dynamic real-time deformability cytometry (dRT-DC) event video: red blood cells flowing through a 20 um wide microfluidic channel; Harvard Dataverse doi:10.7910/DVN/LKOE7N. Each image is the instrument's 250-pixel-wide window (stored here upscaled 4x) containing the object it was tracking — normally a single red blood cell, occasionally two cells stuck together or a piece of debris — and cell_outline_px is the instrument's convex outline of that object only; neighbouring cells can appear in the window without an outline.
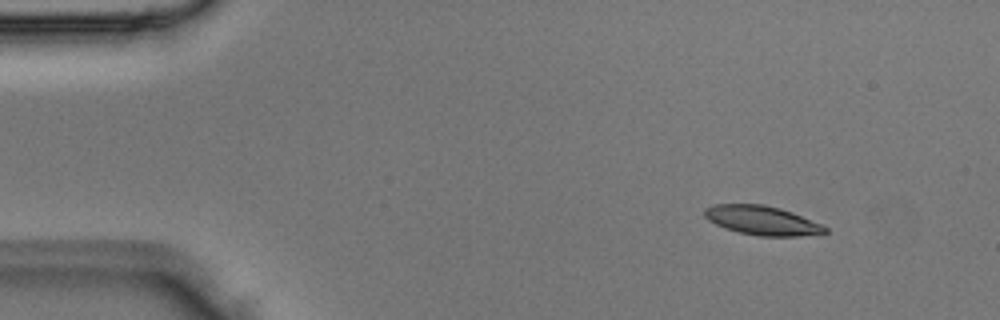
{"species": "Egyptian fruit bat (a non-hibernating species)", "species_latin": "Rousettus aegyptiacus", "temperature_condition": "room temperature", "stored_images_in_passage": 3, "camera_frame_rate_fps": 3000, "um_per_image_px": 0.085, "animal": {"sex": "male"}, "frame": {"image": 1, "passage_image": 1, "time_ms": 0.0, "image_size_px": [1000, 320], "cell_outline_px": [[828, 232], [800, 236], [756, 236], [724, 228], [708, 220], [704, 216], [704, 208], [716, 204], [764, 204], [780, 208], [792, 212], [820, 224], [828, 228]], "centroid_in_image_um": [64.75, 18.73], "position_along_channel_um": 20.2, "area_um2": 20.4}}